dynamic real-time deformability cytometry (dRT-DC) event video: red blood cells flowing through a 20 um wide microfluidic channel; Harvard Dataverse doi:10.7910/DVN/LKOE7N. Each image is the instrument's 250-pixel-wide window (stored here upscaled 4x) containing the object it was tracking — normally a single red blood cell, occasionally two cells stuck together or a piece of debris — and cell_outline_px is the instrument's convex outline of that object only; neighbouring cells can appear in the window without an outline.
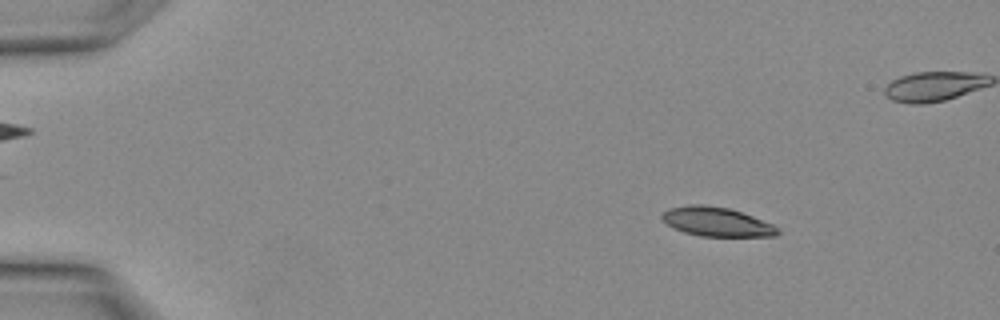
{"species": "Egyptian fruit bat (a non-hibernating species)", "species_latin": "Rousettus aegyptiacus", "temperature_condition": "warm", "stored_images_in_passage": 19, "camera_frame_rate_fps": 3000, "um_per_image_px": 0.085, "animal": {"sex": "female"}, "frame": {"image": 1, "passage_image": 4, "time_ms": 1.0, "image_size_px": [1000, 320], "cell_outline_px": [[780, 232], [776, 236], [700, 236], [684, 232], [672, 228], [660, 216], [668, 208], [688, 204], [704, 204], [728, 208], [752, 216], [772, 224], [780, 228]], "centroid_in_image_um": [60.9, 18.85], "position_along_channel_um": 24.1, "area_um2": 19.65}}
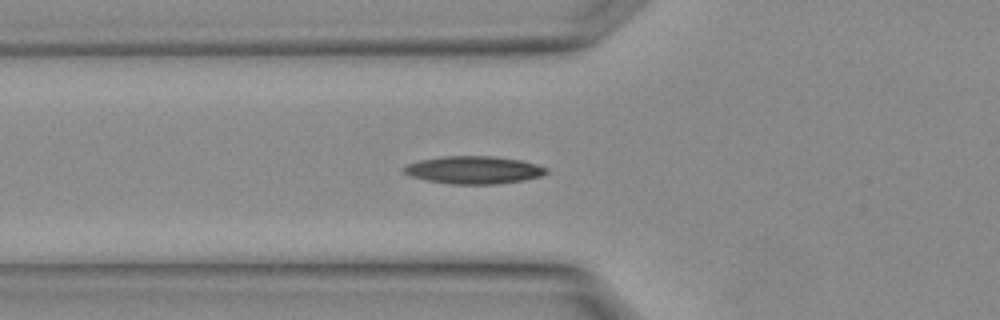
{"frame": {"image": 2, "passage_image": 11, "time_ms": 3.333, "image_size_px": [1000, 320], "cell_outline_px": [[548, 172], [540, 176], [524, 180], [496, 184], [452, 184], [428, 180], [412, 176], [404, 172], [400, 168], [408, 164], [420, 160], [444, 156], [496, 156], [520, 160], [536, 164], [548, 168]], "centroid_in_image_um": [40.28, 14.44], "position_along_channel_um": 85.5, "area_um2": 22.89}}
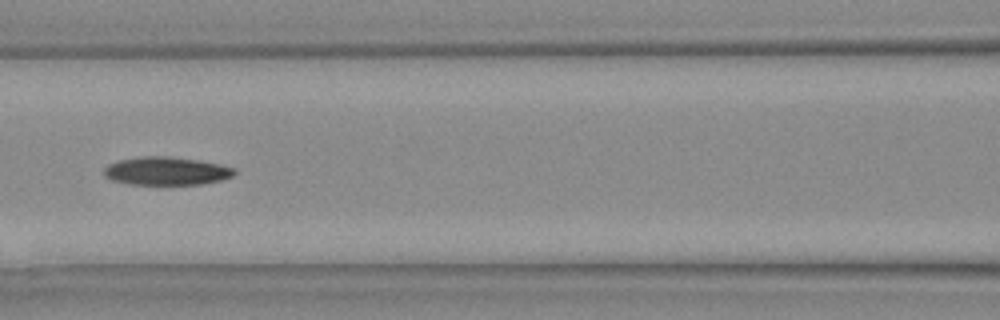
{"frame": {"image": 3, "passage_image": 14, "time_ms": 4.333, "image_size_px": [1000, 320], "cell_outline_px": [[236, 172], [232, 176], [220, 180], [200, 184], [128, 184], [112, 180], [104, 176], [104, 168], [108, 164], [120, 160], [144, 156], [168, 156], [196, 160], [220, 164], [236, 168]], "centroid_in_image_um": [14.13, 14.53], "position_along_channel_um": 152.5, "area_um2": 21.27}}